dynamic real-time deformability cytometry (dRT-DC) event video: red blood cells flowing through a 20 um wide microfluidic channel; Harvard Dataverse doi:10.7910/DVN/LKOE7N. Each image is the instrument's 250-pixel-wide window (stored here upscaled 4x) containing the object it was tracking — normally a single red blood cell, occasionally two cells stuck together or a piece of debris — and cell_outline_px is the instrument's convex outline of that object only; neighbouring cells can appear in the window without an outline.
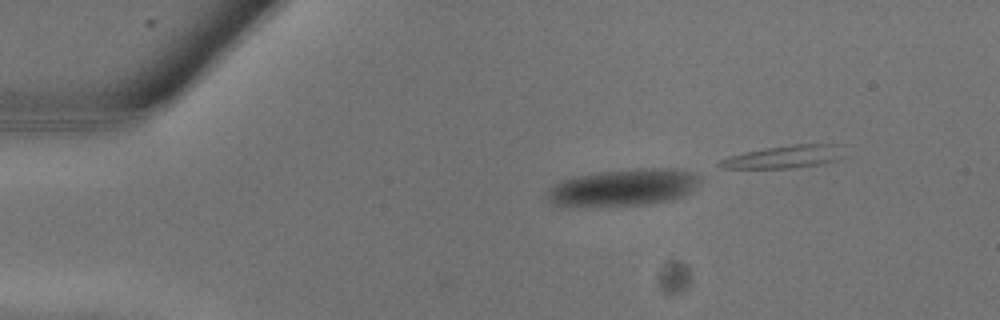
{"species": "common noctule bat (a hibernating species)", "species_latin": "Nyctalus noctula", "temperature_condition": "warm", "stored_images_in_passage": 8, "camera_frame_rate_fps": 3000, "um_per_image_px": 0.085, "animal": {"sex": "male", "body_mass_g": 13.3}, "frame": {"image": 1, "passage_image": 4, "time_ms": 1.0, "image_size_px": [1000, 320], "cell_outline_px": [[700, 180], [684, 196], [672, 200], [648, 204], [568, 208], [552, 204], [548, 200], [548, 196], [552, 188], [556, 184], [564, 180], [580, 176], [600, 172], [636, 168], [676, 168], [692, 172], [700, 176]], "centroid_in_image_um": [53.0, 15.96], "position_along_channel_um": 32.0, "area_um2": 33.0}}